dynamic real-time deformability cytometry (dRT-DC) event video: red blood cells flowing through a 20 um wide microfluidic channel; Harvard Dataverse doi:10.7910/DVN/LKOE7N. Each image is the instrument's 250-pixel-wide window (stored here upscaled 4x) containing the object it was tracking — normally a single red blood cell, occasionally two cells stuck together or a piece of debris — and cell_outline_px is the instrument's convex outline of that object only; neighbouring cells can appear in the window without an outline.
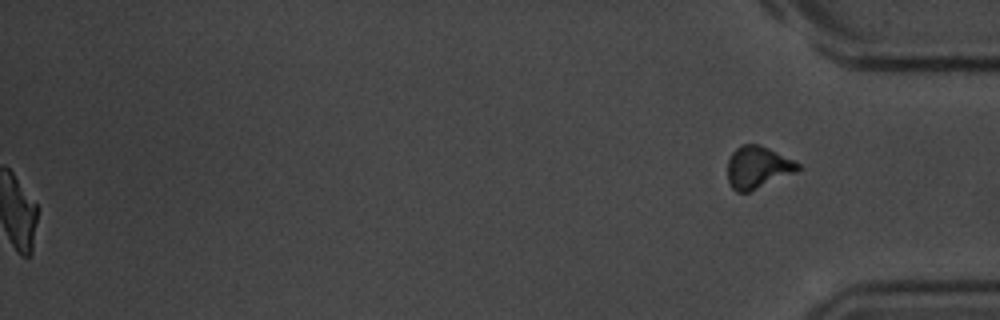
{"species": "common noctule bat (a hibernating species)", "species_latin": "Nyctalus noctula", "temperature_condition": "room temperature", "stored_images_in_passage": 39, "segment_of_instrument_passage": [2, 2], "camera_frame_rate_fps": 3000, "um_per_image_px": 0.085, "animal": {"sex": "male", "body_mass_g": 20.1, "forearm_length_mm": 53.5}, "frame": {"image": 1, "passage_image": 39, "time_ms": 12.667, "image_size_px": [1000, 320], "cell_outline_px": [[800, 168], [796, 172], [748, 192], [736, 192], [728, 184], [728, 160], [732, 152], [740, 144], [760, 144], [800, 164]], "centroid_in_image_um": [64.36, 14.22], "position_along_channel_um": 370.8, "area_um2": 17.17}}